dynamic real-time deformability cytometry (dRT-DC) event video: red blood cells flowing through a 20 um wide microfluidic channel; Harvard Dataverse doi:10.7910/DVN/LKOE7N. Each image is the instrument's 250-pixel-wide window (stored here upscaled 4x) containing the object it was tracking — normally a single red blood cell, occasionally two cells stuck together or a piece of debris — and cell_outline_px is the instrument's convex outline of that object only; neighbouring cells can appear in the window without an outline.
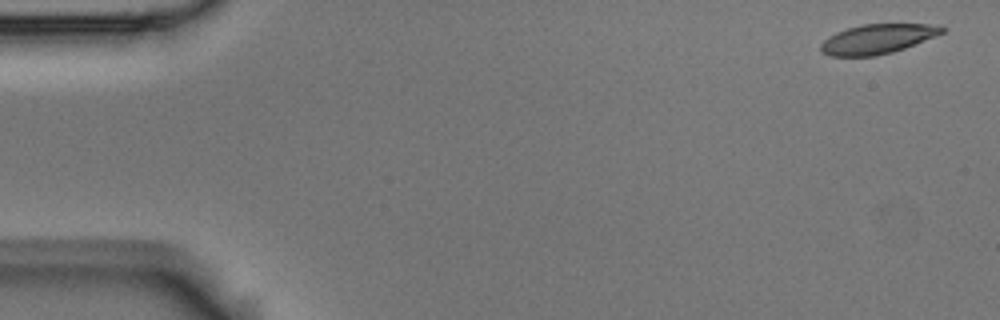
{"species": "Egyptian fruit bat (a non-hibernating species)", "species_latin": "Rousettus aegyptiacus", "temperature_condition": "room temperature", "stored_images_in_passage": 6, "segment_of_instrument_passage": [1, 2], "camera_frame_rate_fps": 3000, "um_per_image_px": 0.085, "animal": {"sex": "male"}, "frame": {"image": 1, "passage_image": 1, "time_ms": 0.0, "image_size_px": [1000, 320], "cell_outline_px": [[944, 32], [904, 48], [892, 52], [876, 56], [832, 56], [820, 52], [820, 44], [828, 36], [836, 32], [860, 24], [928, 24], [944, 28]], "centroid_in_image_um": [74.51, 3.32], "position_along_channel_um": 10.5, "area_um2": 20.69}}
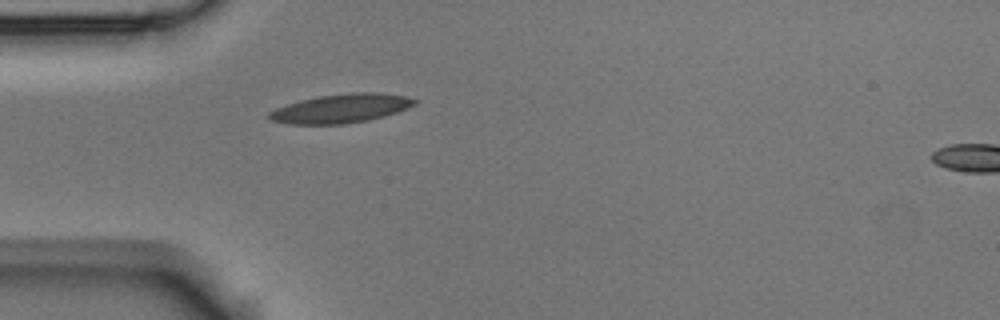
{"frame": {"image": 2, "passage_image": 5, "time_ms": 1.333, "image_size_px": [1000, 320], "cell_outline_px": [[416, 104], [396, 112], [384, 116], [368, 120], [344, 124], [288, 124], [268, 120], [264, 116], [268, 112], [276, 108], [300, 100], [320, 96], [352, 92], [380, 92], [404, 96], [416, 100]], "centroid_in_image_um": [28.92, 9.22], "position_along_channel_um": 56.1, "area_um2": 24.51}}